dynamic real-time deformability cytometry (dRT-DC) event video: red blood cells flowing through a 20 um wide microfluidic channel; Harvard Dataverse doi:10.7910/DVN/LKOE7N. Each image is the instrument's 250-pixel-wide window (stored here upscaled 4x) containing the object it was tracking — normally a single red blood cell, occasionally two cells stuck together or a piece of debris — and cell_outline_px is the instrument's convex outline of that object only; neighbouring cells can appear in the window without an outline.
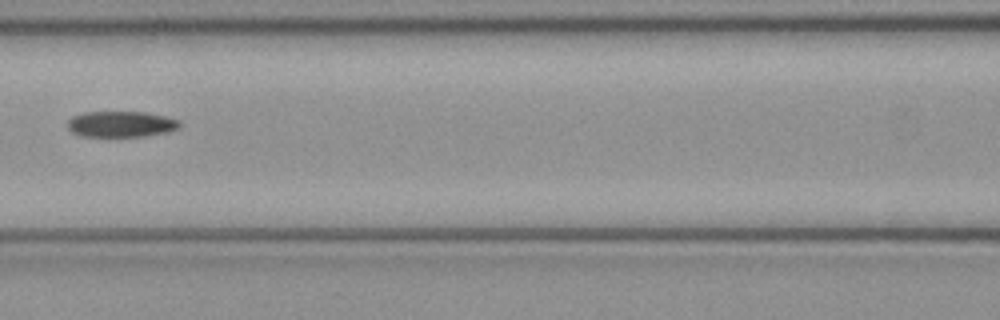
{"species": "common noctule bat (a hibernating species)", "species_latin": "Nyctalus noctula", "temperature_condition": "cold", "stored_images_in_passage": 3, "camera_frame_rate_fps": 3000, "um_per_image_px": 0.085, "animal": {"sex": "female", "body_mass_g": 21.9}, "frame": {"image": 1, "passage_image": 3, "time_ms": 0.667, "image_size_px": [1000, 320], "cell_outline_px": [[180, 128], [168, 132], [144, 136], [80, 136], [72, 132], [68, 128], [68, 120], [72, 116], [84, 112], [144, 112], [164, 116], [180, 120]], "centroid_in_image_um": [10.29, 10.55], "position_along_channel_um": 156.3, "area_um2": 16.94}}